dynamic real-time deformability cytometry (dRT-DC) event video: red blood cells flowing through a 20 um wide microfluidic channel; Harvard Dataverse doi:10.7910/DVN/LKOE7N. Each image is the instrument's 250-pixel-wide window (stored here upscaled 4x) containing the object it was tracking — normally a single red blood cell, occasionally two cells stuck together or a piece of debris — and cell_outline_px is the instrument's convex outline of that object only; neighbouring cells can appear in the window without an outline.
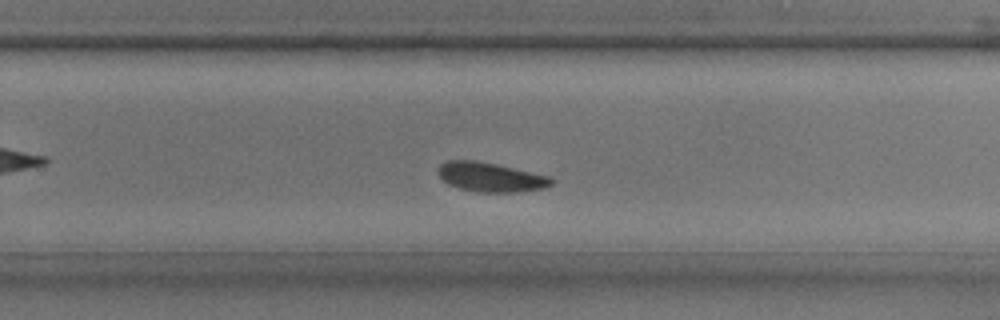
{"species": "common noctule bat (a hibernating species)", "species_latin": "Nyctalus noctula", "temperature_condition": "room temperature", "stored_images_in_passage": 28, "camera_frame_rate_fps": 3000, "um_per_image_px": 0.085, "animal": {"sex": "male", "body_mass_g": 17.9, "forearm_length_mm": 54.2}, "frame": {"image": 1, "passage_image": 16, "time_ms": 5.0, "image_size_px": [1000, 320], "cell_outline_px": [[556, 180], [552, 184], [544, 188], [516, 192], [480, 192], [460, 188], [448, 184], [436, 172], [440, 164], [448, 160], [476, 160], [496, 164], [548, 176]], "centroid_in_image_um": [41.69, 15.05], "position_along_channel_um": 288.1, "area_um2": 19.25}}